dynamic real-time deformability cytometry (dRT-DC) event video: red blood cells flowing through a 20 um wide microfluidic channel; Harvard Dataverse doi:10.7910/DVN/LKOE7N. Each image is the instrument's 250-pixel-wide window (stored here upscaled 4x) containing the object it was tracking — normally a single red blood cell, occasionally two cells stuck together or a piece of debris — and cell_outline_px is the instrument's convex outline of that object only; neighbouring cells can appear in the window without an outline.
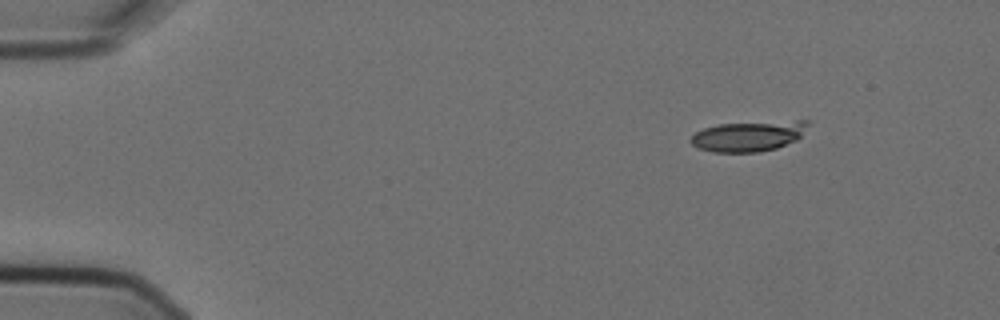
{"species": "Egyptian fruit bat (a non-hibernating species)", "species_latin": "Rousettus aegyptiacus", "temperature_condition": "cold", "stored_images_in_passage": 3, "camera_frame_rate_fps": 3000, "um_per_image_px": 0.085, "animal": {"sex": "female"}, "frame": {"image": 1, "passage_image": 3, "time_ms": 0.667, "image_size_px": [1000, 320], "cell_outline_px": [[808, 124], [800, 136], [796, 140], [776, 148], [756, 152], [712, 152], [700, 148], [692, 144], [688, 140], [696, 132], [704, 128], [720, 124], [796, 120], [808, 120]], "centroid_in_image_um": [63.61, 11.56], "position_along_channel_um": 21.4, "area_um2": 20.52}}